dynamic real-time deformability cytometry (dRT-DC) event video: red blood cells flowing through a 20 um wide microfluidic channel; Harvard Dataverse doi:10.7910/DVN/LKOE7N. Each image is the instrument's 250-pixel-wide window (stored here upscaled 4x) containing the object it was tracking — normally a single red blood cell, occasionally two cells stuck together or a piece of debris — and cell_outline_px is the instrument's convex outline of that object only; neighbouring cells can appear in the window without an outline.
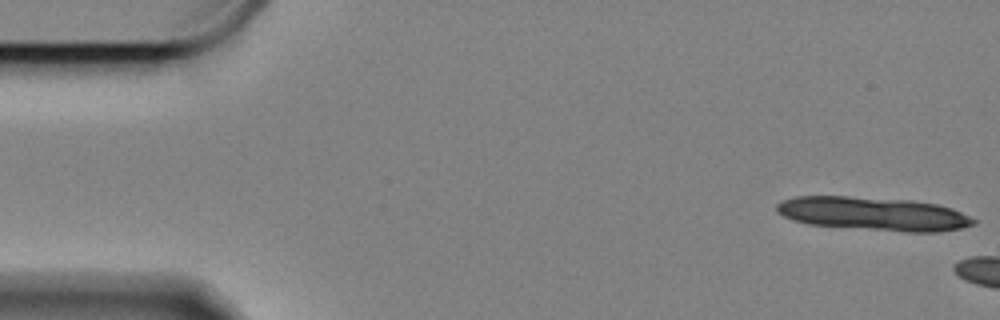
{"species": "Egyptian fruit bat (a non-hibernating species)", "species_latin": "Rousettus aegyptiacus", "temperature_condition": "cold", "stored_images_in_passage": 6, "camera_frame_rate_fps": 3000, "um_per_image_px": 0.085, "animal": {"sex": "female"}, "frame": {"image": 1, "passage_image": 1, "time_ms": 0.0, "image_size_px": [1000, 320], "cell_outline_px": [[976, 224], [960, 228], [940, 232], [904, 232], [808, 224], [792, 220], [776, 212], [776, 204], [780, 200], [796, 196], [848, 196], [908, 200], [936, 204], [952, 208], [976, 220]], "centroid_in_image_um": [74.21, 18.17], "position_along_channel_um": 10.8, "area_um2": 38.49}}